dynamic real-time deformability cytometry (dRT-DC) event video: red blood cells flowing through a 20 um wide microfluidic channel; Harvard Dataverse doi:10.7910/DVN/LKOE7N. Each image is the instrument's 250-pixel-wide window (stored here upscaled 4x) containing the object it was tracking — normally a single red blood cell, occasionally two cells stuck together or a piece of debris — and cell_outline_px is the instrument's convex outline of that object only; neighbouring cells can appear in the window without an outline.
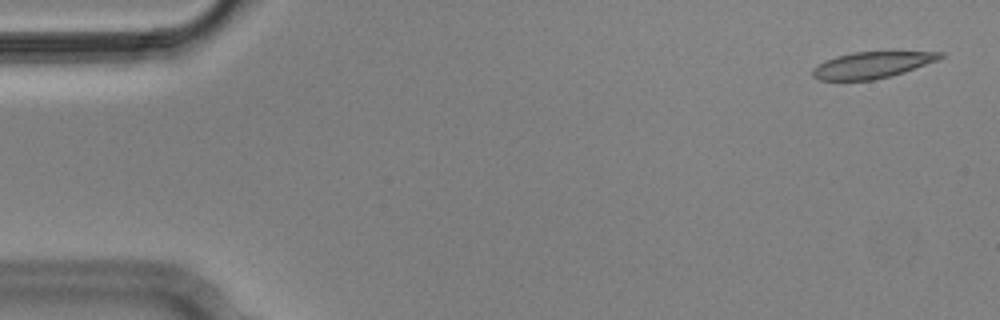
{"species": "Egyptian fruit bat (a non-hibernating species)", "species_latin": "Rousettus aegyptiacus", "temperature_condition": "cold", "stored_images_in_passage": 4, "camera_frame_rate_fps": 3000, "um_per_image_px": 0.085, "animal": {"sex": "male"}, "frame": {"image": 1, "passage_image": 1, "time_ms": 0.0, "image_size_px": [1000, 320], "cell_outline_px": [[944, 56], [936, 60], [904, 72], [892, 76], [872, 80], [820, 80], [812, 76], [812, 68], [824, 60], [836, 56], [852, 52], [944, 52]], "centroid_in_image_um": [74.06, 5.53], "position_along_channel_um": 10.9, "area_um2": 19.48}}